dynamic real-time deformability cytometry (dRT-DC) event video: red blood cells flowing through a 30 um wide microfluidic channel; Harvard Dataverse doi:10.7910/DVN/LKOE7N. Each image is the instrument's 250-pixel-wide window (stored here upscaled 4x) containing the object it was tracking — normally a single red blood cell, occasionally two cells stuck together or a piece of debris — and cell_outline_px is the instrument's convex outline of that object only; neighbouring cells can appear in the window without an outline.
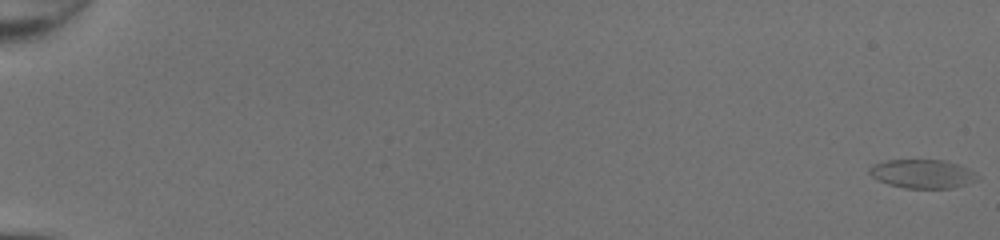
{"species": "common noctule bat (a hibernating species)", "species_latin": "Nyctalus noctula", "temperature_condition": "room temperature", "stored_images_in_passage": 52, "camera_frame_rate_fps": 3000, "um_per_image_px": 0.085, "animal": {"sex": "female", "body_mass_g": 20.0, "forearm_length_mm": 54.0}, "frame": {"image": 1, "passage_image": 1, "time_ms": 0.0, "image_size_px": [1000, 240], "cell_outline_px": [[980, 176], [976, 180], [952, 188], [904, 188], [888, 184], [872, 176], [868, 172], [868, 168], [872, 164], [888, 160], [944, 160], [968, 168]], "centroid_in_image_um": [78.39, 14.77], "position_along_channel_um": 6.6, "area_um2": 17.98}}
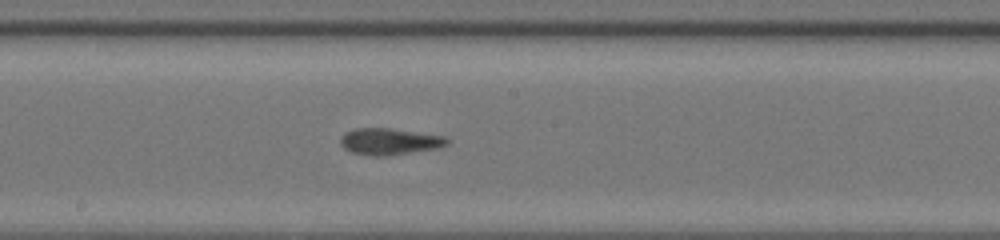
{"frame": {"image": 2, "passage_image": 31, "time_ms": 10.0, "image_size_px": [1000, 240], "cell_outline_px": [[448, 144], [440, 148], [388, 156], [372, 156], [352, 152], [344, 148], [340, 144], [340, 136], [344, 132], [356, 128], [392, 128], [448, 136]], "centroid_in_image_um": [33.13, 12.02], "position_along_channel_um": 215.1, "area_um2": 16.88}}
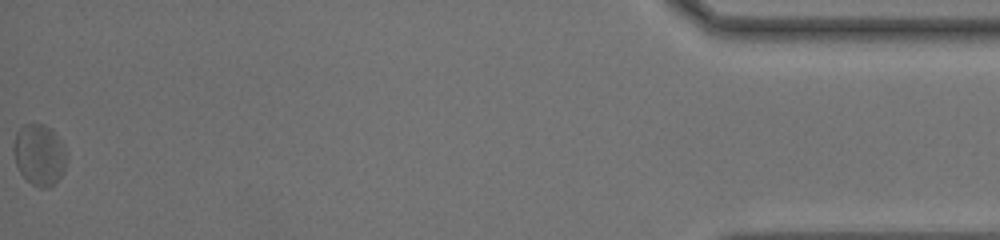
{"frame": {"image": 3, "passage_image": 52, "time_ms": 17.0, "image_size_px": [1000, 240], "cell_outline_px": [[68, 160], [64, 172], [48, 188], [40, 188], [32, 184], [20, 172], [16, 164], [12, 152], [12, 148], [16, 132], [24, 124], [44, 124], [60, 140]], "centroid_in_image_um": [3.32, 13.16], "position_along_channel_um": 431.9, "area_um2": 18.79}, "authors_computed_cell_mechanics": {"area_um2": 16.5886, "velocity_mm_per_s": 4.292, "shape_relaxation_time_tau1_ms": 3.9893, "shape_relaxation_time_tau2_ms": 2.5133, "deformation_change_tau1": 0.119, "deformation_change_tau2": 0.1}}